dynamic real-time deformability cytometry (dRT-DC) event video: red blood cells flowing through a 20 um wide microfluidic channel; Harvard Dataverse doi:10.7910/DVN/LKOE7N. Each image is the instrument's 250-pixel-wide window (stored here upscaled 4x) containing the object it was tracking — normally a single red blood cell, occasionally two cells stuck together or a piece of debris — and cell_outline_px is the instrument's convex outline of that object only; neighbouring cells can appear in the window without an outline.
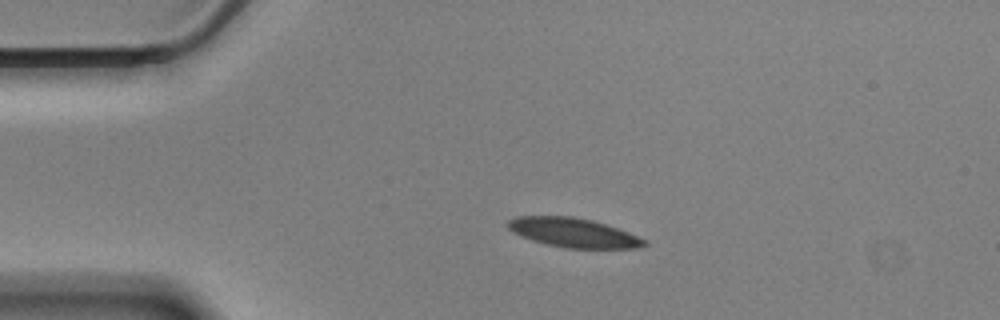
{"species": "Egyptian fruit bat (a non-hibernating species)", "species_latin": "Rousettus aegyptiacus", "temperature_condition": "cold", "stored_images_in_passage": 47, "camera_frame_rate_fps": 3000, "um_per_image_px": 0.085, "animal": {"sex": "male"}, "frame": {"image": 1, "passage_image": 1, "time_ms": 0.0, "image_size_px": [1000, 320], "cell_outline_px": [[648, 244], [640, 248], [564, 248], [532, 240], [520, 236], [512, 232], [508, 228], [508, 220], [516, 216], [572, 216], [592, 220], [628, 232], [648, 240]], "centroid_in_image_um": [48.74, 19.78], "position_along_channel_um": 36.3, "area_um2": 23.24}}
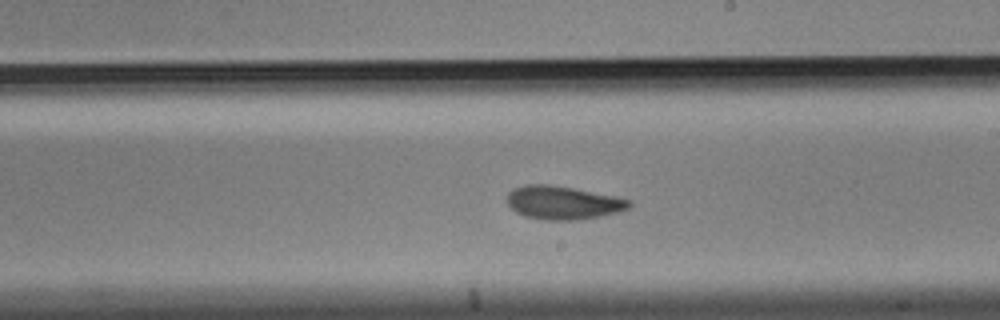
{"frame": {"image": 2, "passage_image": 22, "time_ms": 7.0, "image_size_px": [1000, 320], "cell_outline_px": [[632, 204], [628, 208], [616, 212], [600, 216], [580, 220], [544, 220], [524, 216], [516, 212], [508, 204], [508, 192], [512, 188], [524, 184], [548, 184], [572, 188], [616, 196], [632, 200]], "centroid_in_image_um": [47.84, 17.22], "position_along_channel_um": 241.2, "area_um2": 23.81}}
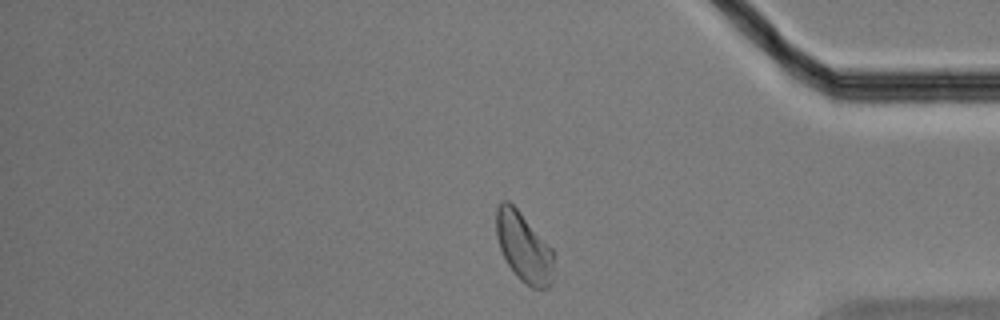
{"frame": {"image": 3, "passage_image": 37, "time_ms": 12.0, "image_size_px": [1000, 320], "cell_outline_px": [[556, 252], [552, 284], [548, 288], [532, 288], [524, 284], [516, 276], [508, 264], [500, 248], [496, 236], [496, 208], [500, 200], [508, 200], [520, 212]], "centroid_in_image_um": [44.55, 21.03], "position_along_channel_um": 390.6, "area_um2": 23.76}, "authors_computed_cell_mechanics": {"area_um2": 23.7558, "velocity_mm_per_s": 3.4203, "shape_relaxation_time_tau1_ms": 5.517, "shape_relaxation_time_tau2_ms": 2.8004, "deformation_change_tau1": 0.1221, "deformation_change_tau2": 0.0762}}